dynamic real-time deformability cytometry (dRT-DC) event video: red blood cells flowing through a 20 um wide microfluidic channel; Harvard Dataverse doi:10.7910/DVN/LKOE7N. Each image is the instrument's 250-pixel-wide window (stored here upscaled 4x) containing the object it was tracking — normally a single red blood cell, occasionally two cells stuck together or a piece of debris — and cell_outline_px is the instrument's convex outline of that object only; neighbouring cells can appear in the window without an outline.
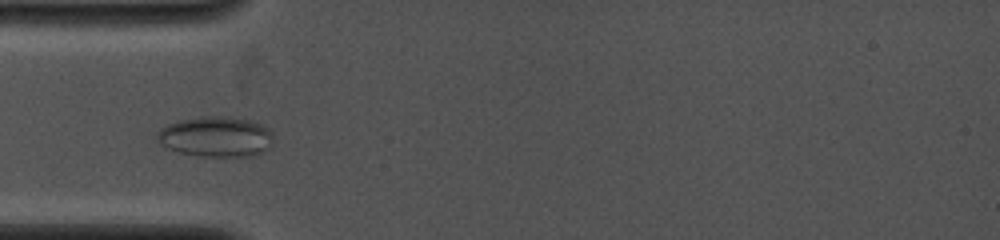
{"species": "common noctule bat (a hibernating species)", "species_latin": "Nyctalus noctula", "temperature_condition": "cold", "stored_images_in_passage": 6, "camera_frame_rate_fps": 4000, "um_per_image_px": 0.085, "animal": {"sex": "female", "body_mass_g": 19.0, "forearm_length_mm": 53.3}, "frame": {"image": 1, "passage_image": 4, "time_ms": 2.5, "image_size_px": [1000, 240], "cell_outline_px": [[272, 136], [268, 148], [264, 152], [252, 156], [200, 156], [180, 152], [168, 148], [156, 140], [156, 132], [160, 128], [176, 120], [200, 116], [228, 116], [248, 120], [264, 124], [272, 132]], "centroid_in_image_um": [18.33, 11.6], "position_along_channel_um": 66.7, "area_um2": 27.57}}
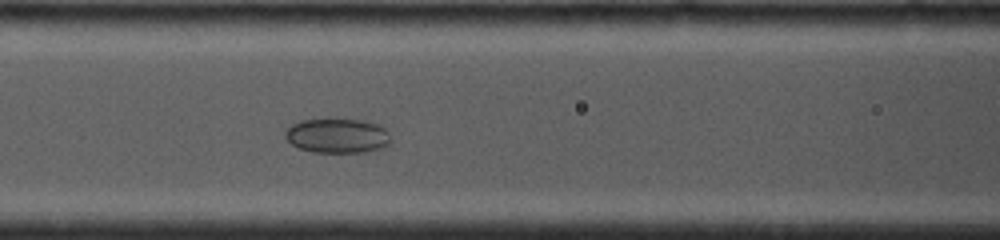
{"frame": {"image": 2, "passage_image": 6, "time_ms": 4.25, "image_size_px": [1000, 240], "cell_outline_px": [[392, 140], [384, 148], [364, 152], [312, 152], [300, 148], [292, 144], [284, 136], [284, 132], [292, 124], [300, 120], [328, 116], [364, 120], [380, 124], [388, 132]], "centroid_in_image_um": [28.69, 11.48], "position_along_channel_um": 137.9, "area_um2": 22.2}}